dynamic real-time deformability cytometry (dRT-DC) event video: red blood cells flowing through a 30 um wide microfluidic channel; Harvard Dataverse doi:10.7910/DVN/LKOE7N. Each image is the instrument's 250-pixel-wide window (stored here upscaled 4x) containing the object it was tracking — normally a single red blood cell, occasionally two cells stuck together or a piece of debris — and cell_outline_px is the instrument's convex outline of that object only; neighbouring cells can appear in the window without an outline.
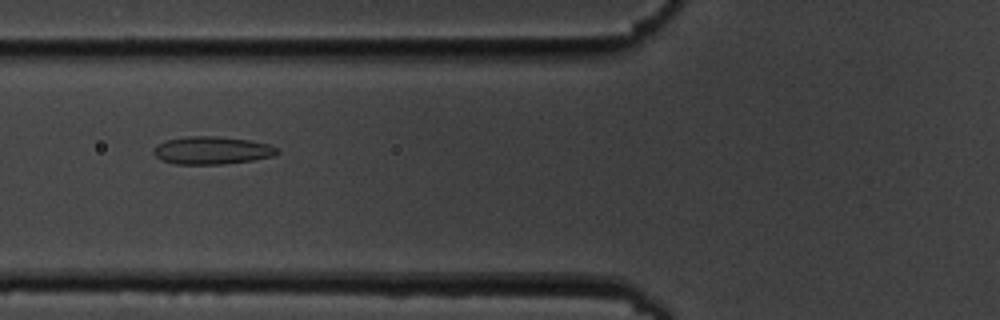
{"species": "common noctule bat (a hibernating species)", "species_latin": "Nyctalus noctula", "temperature_condition": "cold", "stored_images_in_passage": 8, "camera_frame_rate_fps": 3000, "um_per_image_px": 0.085, "animal": {"sex": "male", "body_mass_g": 19.5, "forearm_length_mm": 54.6}, "frame": {"image": 1, "passage_image": 7, "time_ms": 7.0, "image_size_px": [1000, 320], "cell_outline_px": [[280, 152], [276, 156], [252, 160], [220, 164], [176, 164], [160, 160], [152, 152], [152, 148], [156, 144], [164, 140], [184, 136], [216, 136], [252, 140], [268, 144], [276, 148]], "centroid_in_image_um": [17.98, 12.77], "position_along_channel_um": 107.8, "area_um2": 20.29}}
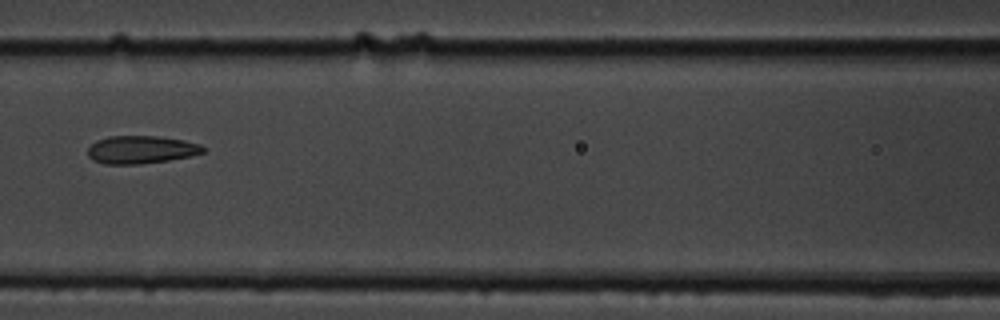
{"frame": {"image": 2, "passage_image": 8, "time_ms": 8.333, "image_size_px": [1000, 320], "cell_outline_px": [[208, 148], [204, 152], [188, 156], [168, 160], [140, 164], [104, 164], [92, 160], [88, 156], [88, 148], [96, 140], [108, 136], [160, 136], [184, 140], [200, 144]], "centroid_in_image_um": [11.99, 12.71], "position_along_channel_um": 154.6, "area_um2": 18.84}}